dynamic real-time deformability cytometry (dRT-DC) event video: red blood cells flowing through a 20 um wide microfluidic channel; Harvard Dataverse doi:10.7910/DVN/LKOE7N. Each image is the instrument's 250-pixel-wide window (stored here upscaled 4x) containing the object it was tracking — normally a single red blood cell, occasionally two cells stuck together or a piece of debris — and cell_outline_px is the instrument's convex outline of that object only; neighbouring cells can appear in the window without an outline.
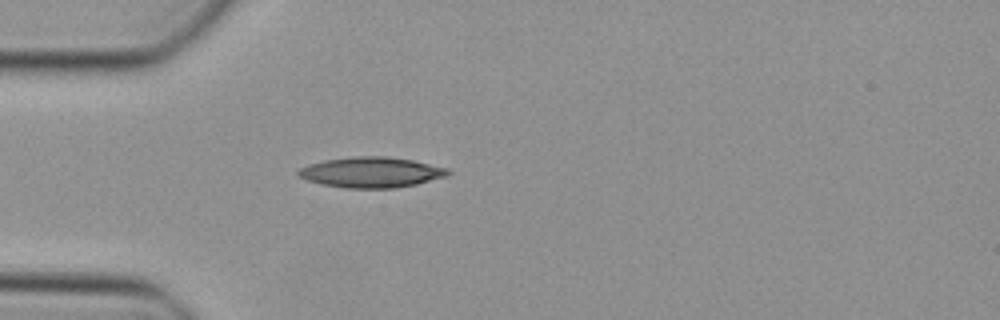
{"species": "Egyptian fruit bat (a non-hibernating species)", "species_latin": "Rousettus aegyptiacus", "temperature_condition": "cold", "stored_images_in_passage": 35, "camera_frame_rate_fps": 3000, "um_per_image_px": 0.085, "animal": {"sex": "female"}, "frame": {"image": 1, "passage_image": 1, "time_ms": 0.0, "image_size_px": [1000, 320], "cell_outline_px": [[452, 172], [448, 176], [416, 184], [396, 188], [344, 188], [320, 184], [308, 180], [300, 176], [296, 172], [300, 168], [308, 164], [324, 160], [352, 156], [388, 156], [412, 160], [448, 168]], "centroid_in_image_um": [31.57, 14.64], "position_along_channel_um": 53.4, "area_um2": 26.76}}
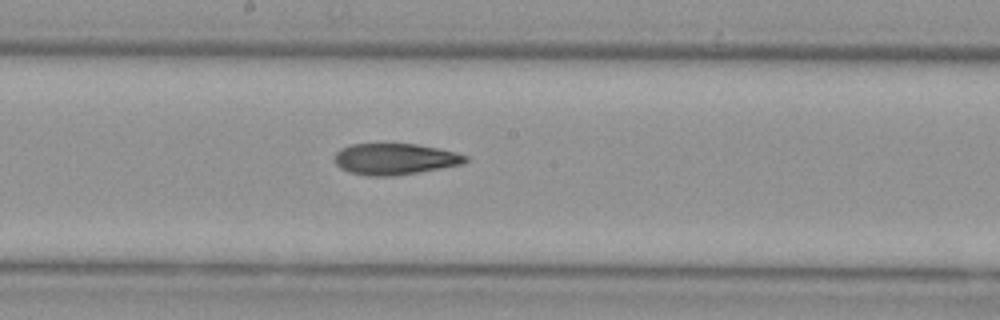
{"frame": {"image": 2, "passage_image": 13, "time_ms": 4.0, "image_size_px": [1000, 320], "cell_outline_px": [[468, 160], [464, 164], [392, 176], [368, 176], [348, 172], [340, 168], [336, 164], [336, 152], [340, 148], [352, 144], [416, 144], [456, 152], [468, 156]], "centroid_in_image_um": [33.56, 13.52], "position_along_channel_um": 214.6, "area_um2": 23.7}}
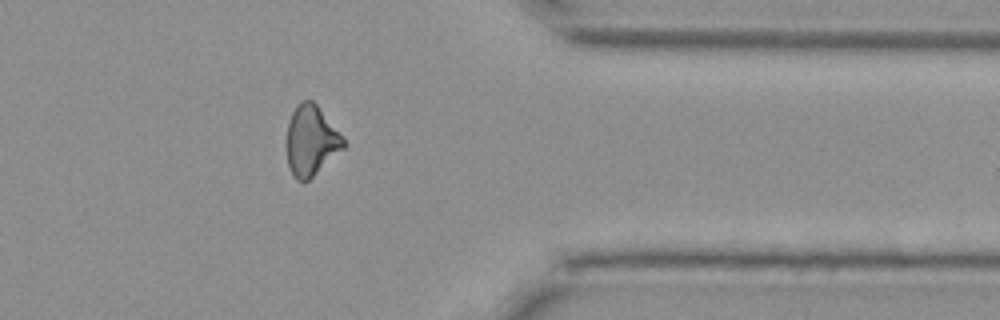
{"frame": {"image": 3, "passage_image": 26, "time_ms": 8.333, "image_size_px": [1000, 320], "cell_outline_px": [[344, 148], [308, 180], [296, 180], [292, 176], [288, 168], [288, 120], [296, 104], [300, 100], [312, 100], [316, 104], [344, 140]], "centroid_in_image_um": [26.41, 11.95], "position_along_channel_um": 385.0, "area_um2": 22.66}}